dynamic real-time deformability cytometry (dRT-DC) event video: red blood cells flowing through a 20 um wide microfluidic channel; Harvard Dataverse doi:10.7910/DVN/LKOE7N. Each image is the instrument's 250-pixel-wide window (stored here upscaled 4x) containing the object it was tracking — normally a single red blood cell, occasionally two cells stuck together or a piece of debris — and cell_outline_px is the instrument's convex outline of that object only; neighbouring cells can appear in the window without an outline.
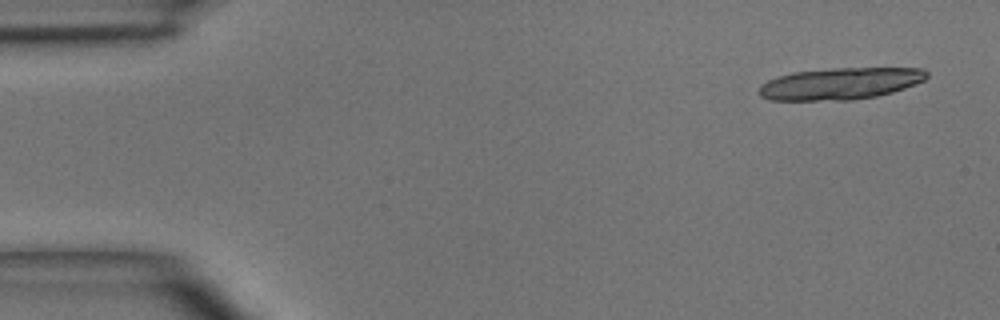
{"species": "common noctule bat (a hibernating species)", "species_latin": "Nyctalus noctula", "temperature_condition": "room temperature", "stored_images_in_passage": 5, "camera_frame_rate_fps": 3000, "um_per_image_px": 0.085, "animal": {"sex": "male", "body_mass_g": 15.6}, "frame": {"image": 1, "passage_image": 1, "time_ms": 0.0, "image_size_px": [1000, 320], "cell_outline_px": [[928, 76], [924, 80], [904, 88], [892, 92], [876, 96], [852, 100], [772, 100], [760, 96], [760, 84], [776, 76], [792, 72], [832, 68], [924, 68], [928, 72]], "centroid_in_image_um": [71.41, 7.1], "position_along_channel_um": 13.6, "area_um2": 31.1}}
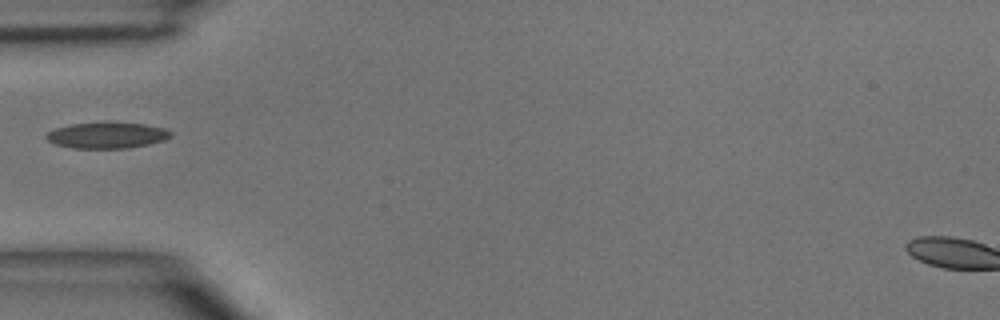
{"frame": {"image": 2, "passage_image": 5, "time_ms": 4.333, "image_size_px": [1000, 320], "cell_outline_px": [[172, 136], [164, 140], [148, 144], [128, 148], [72, 148], [56, 144], [48, 140], [44, 136], [48, 132], [56, 128], [72, 124], [108, 120], [144, 124], [164, 128], [172, 132]], "centroid_in_image_um": [9.11, 11.47], "position_along_channel_um": 75.9, "area_um2": 19.31}}